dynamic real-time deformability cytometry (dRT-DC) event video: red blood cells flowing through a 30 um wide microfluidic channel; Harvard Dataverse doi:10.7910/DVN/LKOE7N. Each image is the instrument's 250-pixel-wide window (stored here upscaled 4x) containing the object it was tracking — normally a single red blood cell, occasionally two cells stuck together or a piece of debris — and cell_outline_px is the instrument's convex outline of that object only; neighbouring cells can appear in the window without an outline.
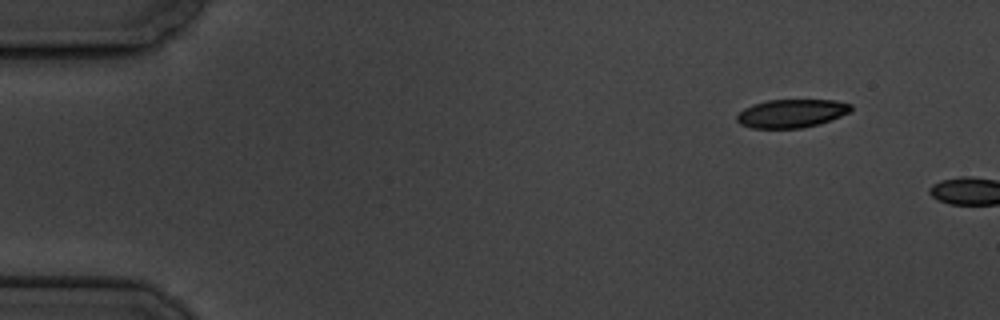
{"species": "common noctule bat (a hibernating species)", "species_latin": "Nyctalus noctula", "temperature_condition": "cold", "stored_images_in_passage": 2, "camera_frame_rate_fps": 3000, "um_per_image_px": 0.085, "animal": {"sex": "male", "body_mass_g": 19.5, "forearm_length_mm": 54.6}, "frame": {"image": 1, "passage_image": 1, "time_ms": 0.0, "image_size_px": [1000, 320], "cell_outline_px": [[852, 112], [820, 124], [800, 128], [752, 128], [740, 124], [736, 120], [736, 116], [744, 108], [752, 104], [768, 100], [836, 100], [852, 104]], "centroid_in_image_um": [67.3, 9.64], "position_along_channel_um": 17.7, "area_um2": 19.02}}